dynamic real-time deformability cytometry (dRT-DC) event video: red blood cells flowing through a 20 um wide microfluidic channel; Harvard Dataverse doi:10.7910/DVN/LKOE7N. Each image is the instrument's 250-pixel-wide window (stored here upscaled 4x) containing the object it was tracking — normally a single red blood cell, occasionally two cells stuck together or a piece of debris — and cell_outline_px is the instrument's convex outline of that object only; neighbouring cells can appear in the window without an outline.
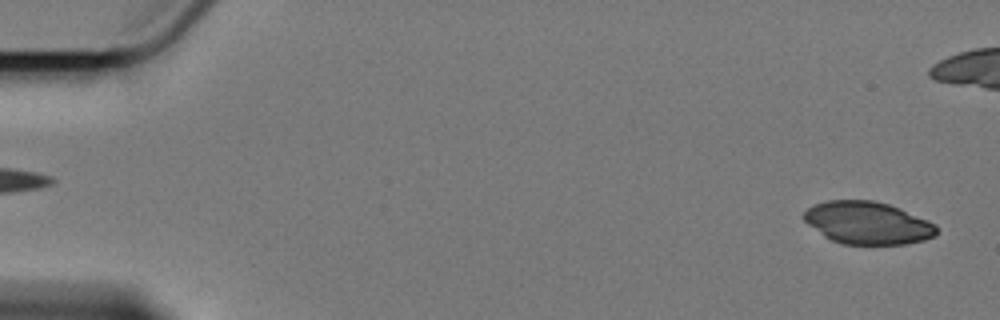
{"species": "Egyptian fruit bat (a non-hibernating species)", "species_latin": "Rousettus aegyptiacus", "temperature_condition": "cold", "stored_images_in_passage": 32, "camera_frame_rate_fps": 3000, "um_per_image_px": 0.085, "animal": {"sex": "female"}, "frame": {"image": 1, "passage_image": 2, "time_ms": 0.333, "image_size_px": [1000, 320], "cell_outline_px": [[936, 236], [924, 240], [904, 244], [844, 244], [832, 240], [824, 236], [808, 224], [804, 220], [804, 212], [808, 208], [816, 204], [828, 200], [872, 200], [888, 204], [900, 208], [928, 220], [936, 224]], "centroid_in_image_um": [73.76, 18.94], "position_along_channel_um": 11.2, "area_um2": 32.71}}